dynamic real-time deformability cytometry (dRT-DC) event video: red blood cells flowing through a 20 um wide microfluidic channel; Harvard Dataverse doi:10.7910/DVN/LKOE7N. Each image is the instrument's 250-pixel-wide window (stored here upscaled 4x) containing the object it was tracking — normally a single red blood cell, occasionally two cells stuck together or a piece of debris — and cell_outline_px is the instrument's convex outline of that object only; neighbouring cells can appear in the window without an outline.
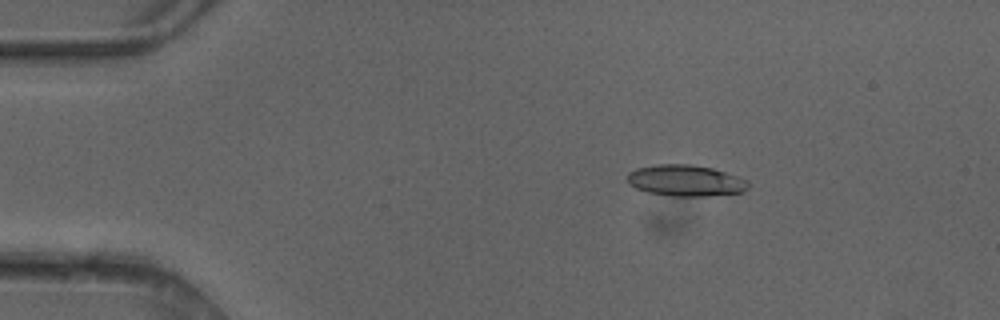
{"species": "common noctule bat (a hibernating species)", "species_latin": "Nyctalus noctula", "temperature_condition": "cold", "stored_images_in_passage": 3, "camera_frame_rate_fps": 3000, "um_per_image_px": 0.085, "animal": {"sex": "female"}, "frame": {"image": 1, "passage_image": 1, "time_ms": 0.0, "image_size_px": [1000, 320], "cell_outline_px": [[748, 188], [744, 192], [708, 196], [672, 196], [648, 192], [636, 188], [628, 180], [628, 172], [636, 168], [656, 164], [692, 164], [712, 168], [748, 180]], "centroid_in_image_um": [58.29, 15.34], "position_along_channel_um": 26.7, "area_um2": 21.96}}